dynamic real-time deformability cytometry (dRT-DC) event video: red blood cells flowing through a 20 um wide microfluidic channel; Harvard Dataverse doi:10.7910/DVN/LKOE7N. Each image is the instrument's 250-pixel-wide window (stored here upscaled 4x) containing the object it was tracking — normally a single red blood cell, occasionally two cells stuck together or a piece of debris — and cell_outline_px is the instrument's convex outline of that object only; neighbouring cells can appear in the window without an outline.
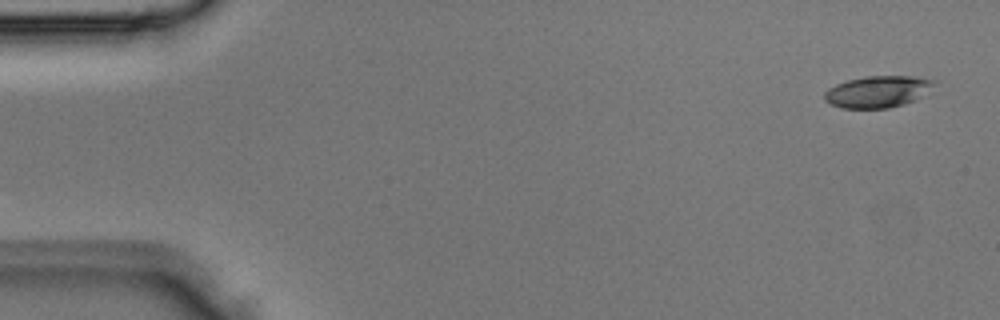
{"species": "Egyptian fruit bat (a non-hibernating species)", "species_latin": "Rousettus aegyptiacus", "temperature_condition": "room temperature", "stored_images_in_passage": 4, "camera_frame_rate_fps": 3000, "um_per_image_px": 0.085, "animal": {"sex": "male"}, "frame": {"image": 1, "passage_image": 1, "time_ms": 0.0, "image_size_px": [1000, 320], "cell_outline_px": [[936, 80], [932, 84], [912, 100], [904, 104], [888, 108], [840, 108], [824, 100], [824, 92], [828, 88], [836, 84], [848, 80], [864, 76], [916, 76]], "centroid_in_image_um": [74.5, 7.78], "position_along_channel_um": 10.5, "area_um2": 19.77}}
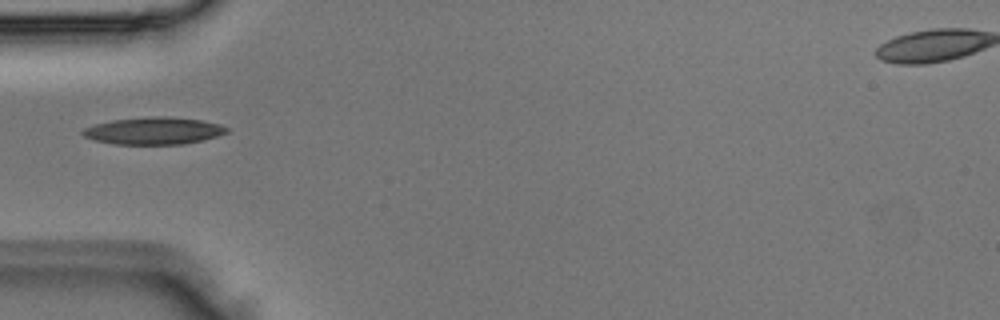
{"frame": {"image": 2, "passage_image": 4, "time_ms": 1.0, "image_size_px": [1000, 320], "cell_outline_px": [[228, 132], [216, 136], [184, 144], [112, 144], [92, 140], [84, 136], [80, 132], [84, 128], [96, 124], [112, 120], [152, 116], [168, 116], [200, 120], [220, 124], [228, 128]], "centroid_in_image_um": [13.03, 11.12], "position_along_channel_um": 72.0, "area_um2": 22.77}}